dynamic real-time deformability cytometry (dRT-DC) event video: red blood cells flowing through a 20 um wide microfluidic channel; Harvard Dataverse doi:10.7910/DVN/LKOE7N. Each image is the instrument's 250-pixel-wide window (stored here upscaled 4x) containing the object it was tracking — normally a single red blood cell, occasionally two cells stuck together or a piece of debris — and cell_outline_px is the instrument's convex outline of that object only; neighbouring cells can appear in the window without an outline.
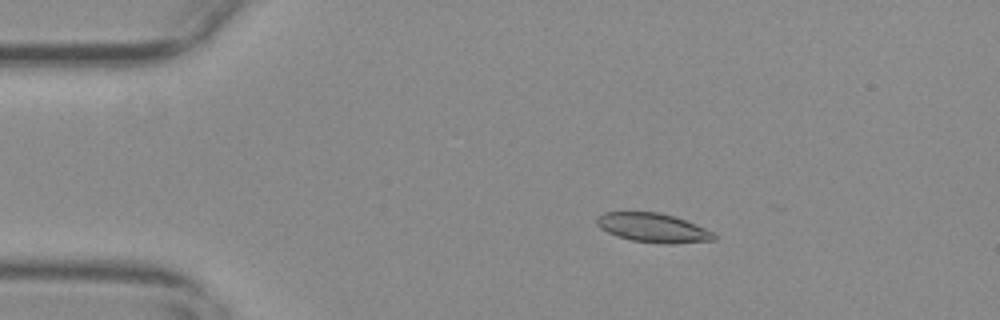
{"species": "common noctule bat (a hibernating species)", "species_latin": "Nyctalus noctula", "temperature_condition": "warm", "stored_images_in_passage": 57, "camera_frame_rate_fps": 3000, "um_per_image_px": 0.085, "animal": {"sex": "female", "body_mass_g": 29.2, "forearm_length_mm": 56.3}, "frame": {"image": 1, "passage_image": 11, "time_ms": 3.333, "image_size_px": [1000, 320], "cell_outline_px": [[716, 240], [672, 244], [664, 244], [632, 240], [616, 236], [600, 228], [596, 224], [596, 216], [604, 212], [660, 212], [696, 224], [712, 232], [716, 236]], "centroid_in_image_um": [55.48, 19.36], "position_along_channel_um": 29.5, "area_um2": 19.88}}
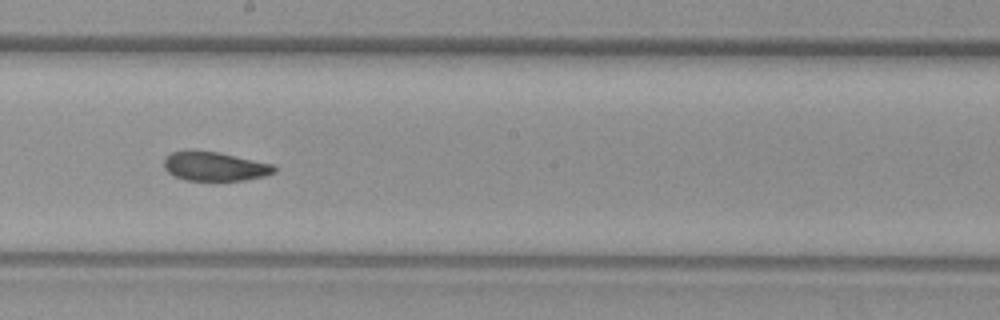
{"frame": {"image": 2, "passage_image": 32, "time_ms": 10.333, "image_size_px": [1000, 320], "cell_outline_px": [[276, 172], [264, 176], [244, 180], [184, 180], [168, 172], [164, 168], [164, 156], [172, 152], [184, 148], [216, 152], [272, 164], [276, 168]], "centroid_in_image_um": [18.18, 14.12], "position_along_channel_um": 230.0, "area_um2": 18.79}}
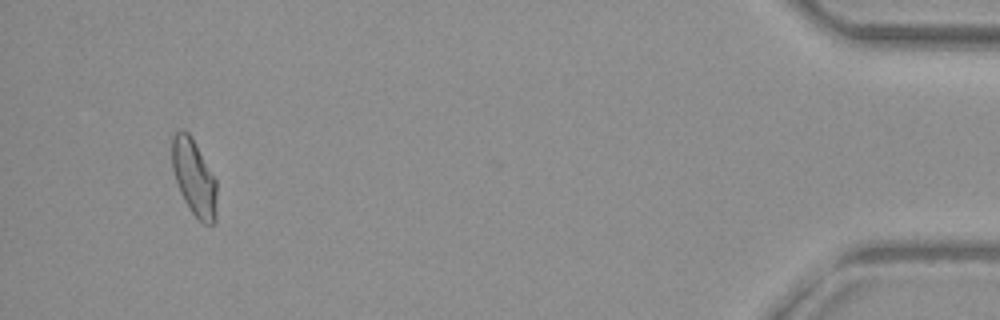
{"frame": {"image": 3, "passage_image": 54, "time_ms": 17.667, "image_size_px": [1000, 320], "cell_outline_px": [[216, 220], [212, 224], [204, 224], [192, 212], [184, 200], [180, 192], [172, 168], [172, 136], [176, 132], [188, 132], [216, 180]], "centroid_in_image_um": [16.49, 15.13], "position_along_channel_um": 418.7, "area_um2": 19.36}, "authors_computed_cell_mechanics": {"area_um2": 19.652, "velocity_mm_per_s": 3.6609, "shape_relaxation_time_tau1_ms": 8.4488, "shape_relaxation_time_tau2_ms": 2.2697, "deformation_change_tau1": 0.1687, "deformation_change_tau2": 0.0737}}